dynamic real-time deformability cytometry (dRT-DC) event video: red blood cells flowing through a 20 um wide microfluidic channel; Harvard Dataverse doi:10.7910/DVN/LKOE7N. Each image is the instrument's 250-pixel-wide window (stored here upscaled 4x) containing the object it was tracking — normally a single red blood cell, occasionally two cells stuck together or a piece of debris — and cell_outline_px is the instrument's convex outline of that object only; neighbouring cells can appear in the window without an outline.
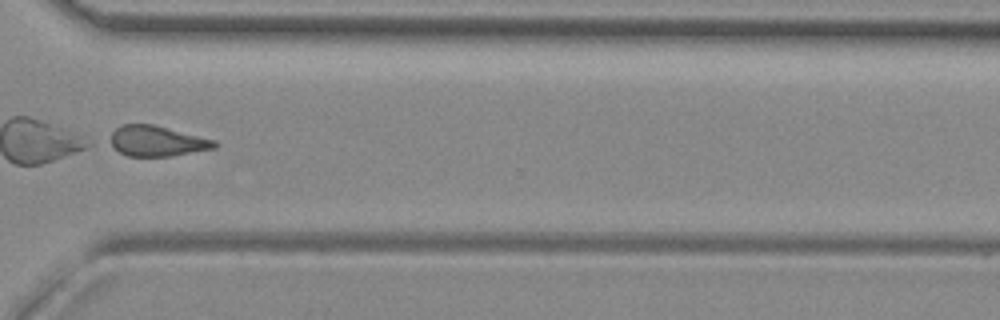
{"species": "common noctule bat (a hibernating species)", "species_latin": "Nyctalus noctula", "temperature_condition": "room temperature", "stored_images_in_passage": 35, "camera_frame_rate_fps": 3000, "um_per_image_px": 0.085, "animal": {"sex": "female", "body_mass_g": 29.2, "forearm_length_mm": 56.3}, "frame": {"image": 1, "passage_image": 25, "time_ms": 8.0, "image_size_px": [1000, 320], "cell_outline_px": [[220, 144], [216, 148], [172, 156], [128, 156], [120, 152], [108, 144], [104, 140], [120, 124], [152, 124], [216, 140]], "centroid_in_image_um": [13.29, 11.99], "position_along_channel_um": 357.3, "area_um2": 18.9}, "authors_computed_cell_mechanics": {"area_um2": 19.363, "velocity_mm_per_s": 3.9388, "shape_relaxation_time_tau1_ms": 2.3391, "shape_relaxation_time_tau2_ms": 5.0554, "deformation_change_tau1": 0.2441, "deformation_change_tau2": 0.1343}}